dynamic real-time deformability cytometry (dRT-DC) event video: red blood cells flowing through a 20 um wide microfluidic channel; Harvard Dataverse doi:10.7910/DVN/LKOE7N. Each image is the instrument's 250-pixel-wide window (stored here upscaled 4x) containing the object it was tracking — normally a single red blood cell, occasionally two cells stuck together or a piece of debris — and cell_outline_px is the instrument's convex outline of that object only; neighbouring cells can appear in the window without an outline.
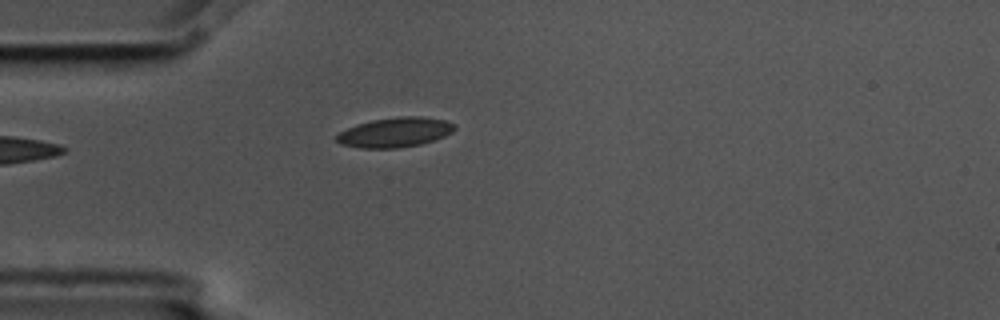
{"species": "common noctule bat (a hibernating species)", "species_latin": "Nyctalus noctula", "temperature_condition": "cold", "stored_images_in_passage": 5, "camera_frame_rate_fps": 3000, "um_per_image_px": 0.085, "animal": {"sex": "male", "body_mass_g": 17.5, "forearm_length_mm": 52.3}, "frame": {"image": 1, "passage_image": 4, "time_ms": 1.0, "image_size_px": [1000, 320], "cell_outline_px": [[456, 128], [452, 132], [444, 136], [420, 144], [400, 148], [360, 148], [340, 144], [336, 140], [336, 136], [340, 132], [356, 124], [372, 120], [400, 116], [420, 116], [444, 120], [452, 124]], "centroid_in_image_um": [33.54, 11.25], "position_along_channel_um": 51.5, "area_um2": 20.29}}